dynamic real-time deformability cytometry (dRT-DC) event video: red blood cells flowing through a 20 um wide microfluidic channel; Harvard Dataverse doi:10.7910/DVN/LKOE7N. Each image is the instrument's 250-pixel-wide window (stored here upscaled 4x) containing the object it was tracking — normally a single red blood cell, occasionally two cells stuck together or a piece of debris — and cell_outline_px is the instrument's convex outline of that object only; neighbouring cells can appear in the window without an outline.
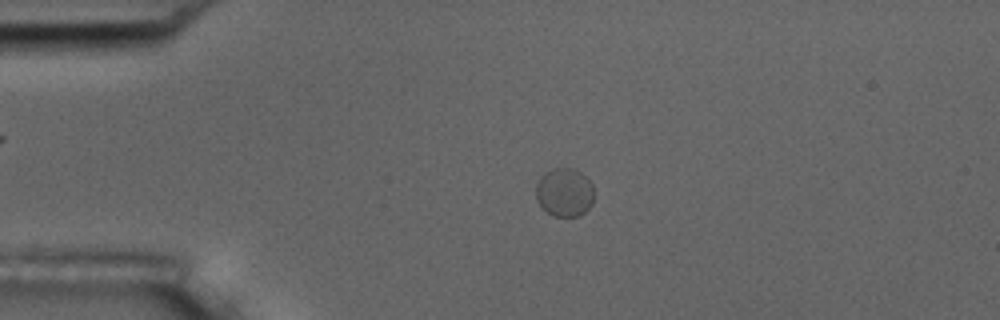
{"species": "common noctule bat (a hibernating species)", "species_latin": "Nyctalus noctula", "temperature_condition": "room temperature", "stored_images_in_passage": 4, "camera_frame_rate_fps": 3000, "um_per_image_px": 0.085, "animal": {"sex": "male", "body_mass_g": 17.5, "forearm_length_mm": 52.3}, "frame": {"image": 1, "passage_image": 3, "time_ms": 2.333, "image_size_px": [1000, 320], "cell_outline_px": [[592, 204], [580, 216], [552, 216], [540, 208], [536, 200], [536, 184], [540, 176], [552, 168], [572, 168], [580, 172], [592, 184]], "centroid_in_image_um": [47.93, 16.36], "position_along_channel_um": 37.1, "area_um2": 16.53}}